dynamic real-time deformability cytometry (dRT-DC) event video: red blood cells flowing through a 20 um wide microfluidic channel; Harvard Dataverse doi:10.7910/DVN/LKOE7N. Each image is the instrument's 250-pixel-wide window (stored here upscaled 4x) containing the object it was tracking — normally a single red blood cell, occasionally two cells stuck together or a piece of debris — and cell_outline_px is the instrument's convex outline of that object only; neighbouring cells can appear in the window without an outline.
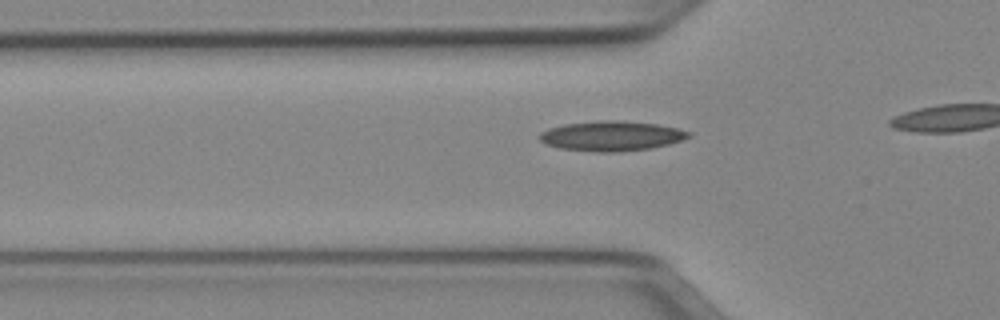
{"species": "Egyptian fruit bat (a non-hibernating species)", "species_latin": "Rousettus aegyptiacus", "temperature_condition": "cold", "stored_images_in_passage": 17, "camera_frame_rate_fps": 3000, "um_per_image_px": 0.085, "animal": {"sex": "female"}, "frame": {"image": 1, "passage_image": 12, "time_ms": 3.667, "image_size_px": [1000, 320], "cell_outline_px": [[692, 136], [668, 144], [652, 148], [620, 152], [596, 152], [560, 148], [544, 144], [540, 140], [540, 132], [548, 128], [564, 124], [600, 120], [616, 120], [656, 124], [676, 128], [692, 132]], "centroid_in_image_um": [51.96, 11.56], "position_along_channel_um": 73.8, "area_um2": 26.01}}
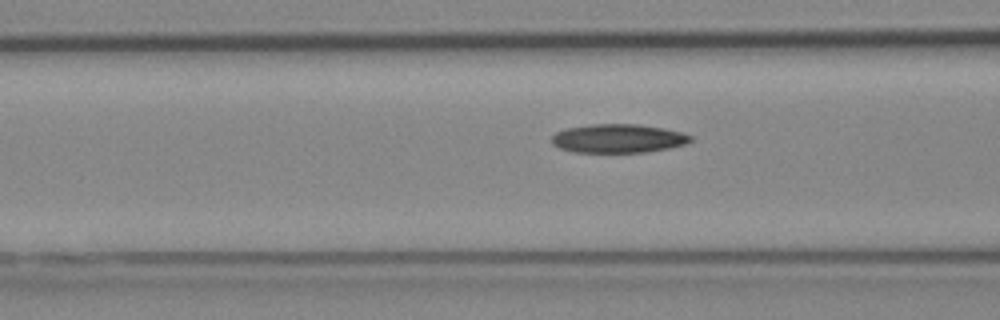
{"frame": {"image": 2, "passage_image": 15, "time_ms": 4.667, "image_size_px": [1000, 320], "cell_outline_px": [[692, 140], [684, 144], [668, 148], [648, 152], [572, 152], [560, 148], [552, 144], [552, 136], [556, 132], [568, 128], [592, 124], [636, 124], [664, 128], [680, 132], [692, 136]], "centroid_in_image_um": [52.53, 11.77], "position_along_channel_um": 114.1, "area_um2": 23.12}}